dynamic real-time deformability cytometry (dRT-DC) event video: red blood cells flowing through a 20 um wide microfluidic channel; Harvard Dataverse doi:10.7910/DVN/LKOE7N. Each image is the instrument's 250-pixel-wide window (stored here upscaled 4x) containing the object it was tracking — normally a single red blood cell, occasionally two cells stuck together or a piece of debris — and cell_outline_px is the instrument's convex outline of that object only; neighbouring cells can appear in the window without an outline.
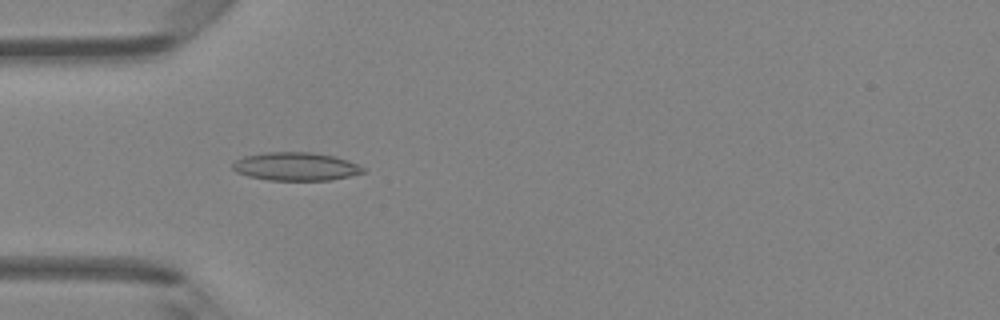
{"species": "Egyptian fruit bat (a non-hibernating species)", "species_latin": "Rousettus aegyptiacus", "temperature_condition": "room temperature", "stored_images_in_passage": 48, "camera_frame_rate_fps": 3000, "um_per_image_px": 0.085, "animal": {"sex": "female"}, "frame": {"image": 1, "passage_image": 15, "time_ms": 4.667, "image_size_px": [1000, 320], "cell_outline_px": [[364, 172], [348, 176], [328, 180], [268, 180], [248, 176], [236, 172], [232, 168], [232, 164], [236, 160], [244, 156], [264, 152], [312, 152], [336, 156], [348, 160], [364, 168]], "centroid_in_image_um": [25.11, 14.14], "position_along_channel_um": 59.9, "area_um2": 21.44}}
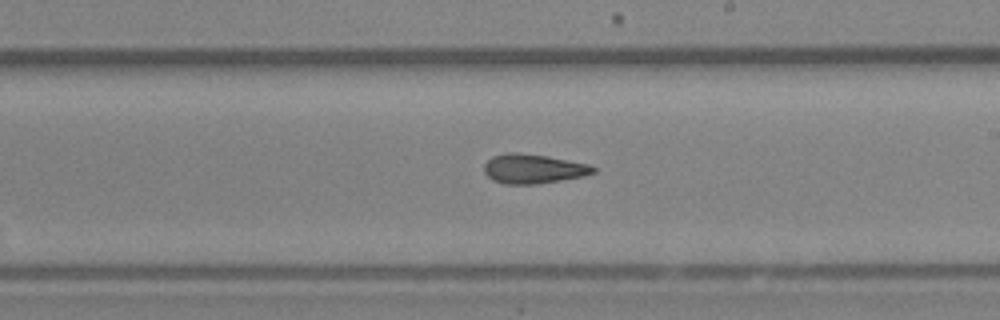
{"frame": {"image": 2, "passage_image": 28, "time_ms": 9.0, "image_size_px": [1000, 320], "cell_outline_px": [[596, 172], [584, 176], [536, 184], [504, 184], [492, 180], [484, 172], [484, 164], [492, 156], [508, 152], [516, 152], [548, 156], [588, 164], [596, 168]], "centroid_in_image_um": [45.31, 14.34], "position_along_channel_um": 243.7, "area_um2": 18.73}}
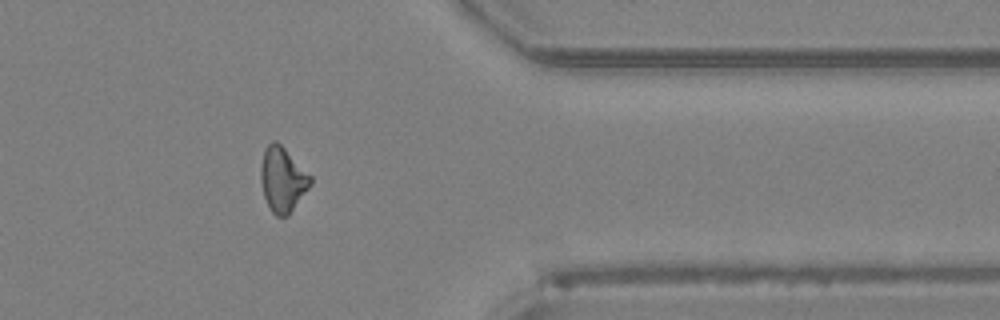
{"frame": {"image": 3, "passage_image": 39, "time_ms": 12.667, "image_size_px": [1000, 320], "cell_outline_px": [[312, 184], [288, 216], [276, 216], [272, 212], [264, 196], [260, 180], [260, 164], [264, 148], [272, 140], [276, 140], [312, 176]], "centroid_in_image_um": [24.01, 15.24], "position_along_channel_um": 387.4, "area_um2": 18.84}, "authors_computed_cell_mechanics": {"area_um2": 18.9584, "velocity_mm_per_s": 4.3098, "shape_relaxation_time_tau1_ms": 4.3346, "shape_relaxation_time_tau2_ms": 2.5873, "deformation_change_tau1": 0.146, "deformation_change_tau2": 0.1222}}